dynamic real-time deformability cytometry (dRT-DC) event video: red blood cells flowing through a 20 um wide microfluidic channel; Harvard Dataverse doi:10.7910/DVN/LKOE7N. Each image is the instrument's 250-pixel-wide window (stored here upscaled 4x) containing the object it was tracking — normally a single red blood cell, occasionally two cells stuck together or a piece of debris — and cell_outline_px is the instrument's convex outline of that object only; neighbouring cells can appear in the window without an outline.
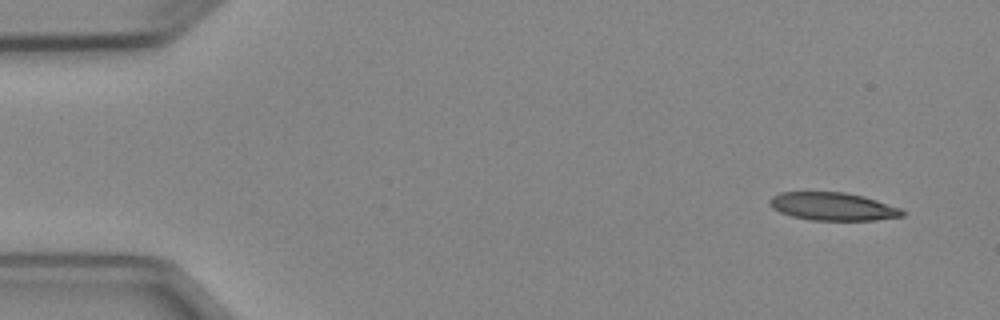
{"species": "Egyptian fruit bat (a non-hibernating species)", "species_latin": "Rousettus aegyptiacus", "temperature_condition": "cold", "stored_images_in_passage": 4, "camera_frame_rate_fps": 3000, "um_per_image_px": 0.085, "animal": {"sex": "female"}, "frame": {"image": 1, "passage_image": 1, "time_ms": 0.0, "image_size_px": [1000, 320], "cell_outline_px": [[908, 212], [904, 216], [876, 220], [812, 220], [792, 216], [780, 212], [772, 208], [768, 200], [772, 196], [780, 192], [844, 192], [864, 196], [900, 208]], "centroid_in_image_um": [70.81, 17.55], "position_along_channel_um": 14.2, "area_um2": 21.68}}
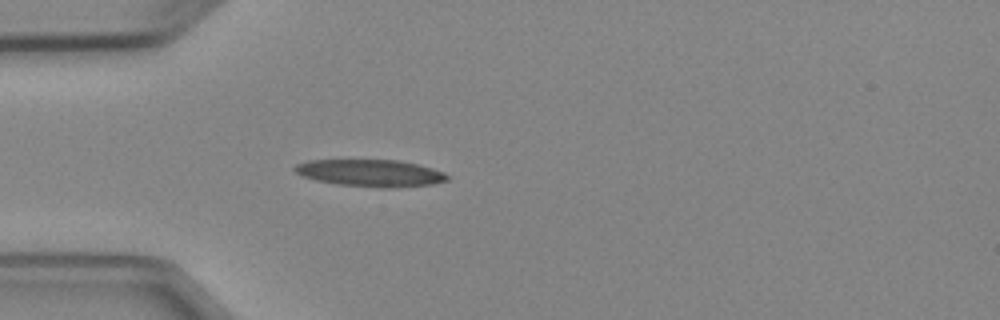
{"frame": {"image": 2, "passage_image": 4, "time_ms": 3.667, "image_size_px": [1000, 320], "cell_outline_px": [[448, 180], [432, 184], [392, 188], [380, 188], [340, 184], [316, 180], [304, 176], [296, 172], [292, 168], [296, 164], [308, 160], [400, 160], [432, 168], [444, 172], [448, 176]], "centroid_in_image_um": [31.5, 14.7], "position_along_channel_um": 53.5, "area_um2": 23.93}}